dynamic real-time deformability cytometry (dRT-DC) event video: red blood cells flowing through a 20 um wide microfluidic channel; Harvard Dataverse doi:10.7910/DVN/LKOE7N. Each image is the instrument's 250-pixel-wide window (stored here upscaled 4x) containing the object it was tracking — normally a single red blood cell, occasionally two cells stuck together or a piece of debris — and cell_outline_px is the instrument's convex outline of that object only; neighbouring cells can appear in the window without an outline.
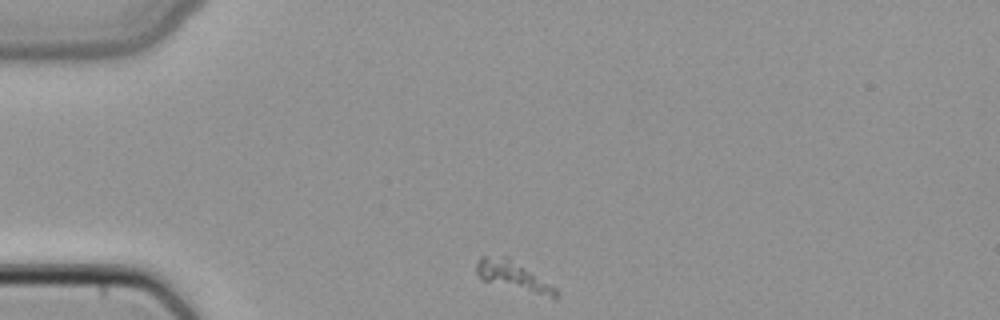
{"species": "common noctule bat (a hibernating species)", "species_latin": "Nyctalus noctula", "temperature_condition": "cold", "stored_images_in_passage": 34, "camera_frame_rate_fps": 3000, "um_per_image_px": 0.085, "animal": {"sex": "female", "body_mass_g": 22.7, "forearm_length_mm": 54.2}, "frame": {"image": 1, "passage_image": 1, "time_ms": 0.0, "image_size_px": [1000, 320], "cell_outline_px": [[560, 296], [556, 300], [484, 280], [476, 272], [476, 264], [480, 256], [508, 256], [556, 288]], "centroid_in_image_um": [43.67, 23.47], "position_along_channel_um": 41.3, "area_um2": 13.35}}
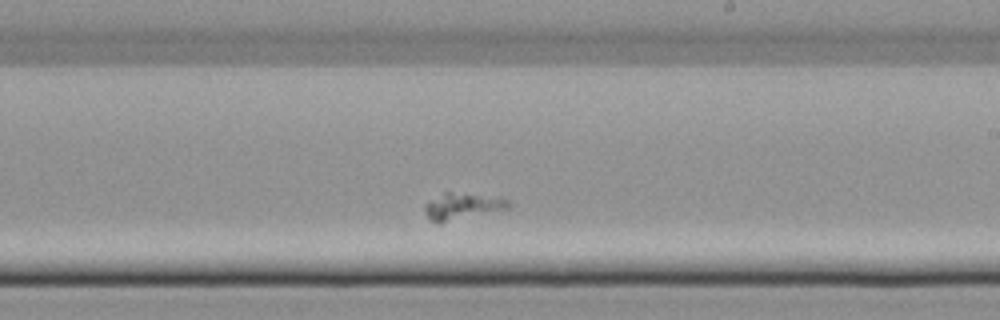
{"frame": {"image": 2, "passage_image": 19, "time_ms": 6.0, "image_size_px": [1000, 320], "cell_outline_px": [[508, 208], [440, 224], [428, 220], [424, 212], [424, 204], [428, 200], [444, 192], [448, 192], [500, 196], [508, 200]], "centroid_in_image_um": [39.23, 17.54], "position_along_channel_um": 249.8, "area_um2": 13.24}}
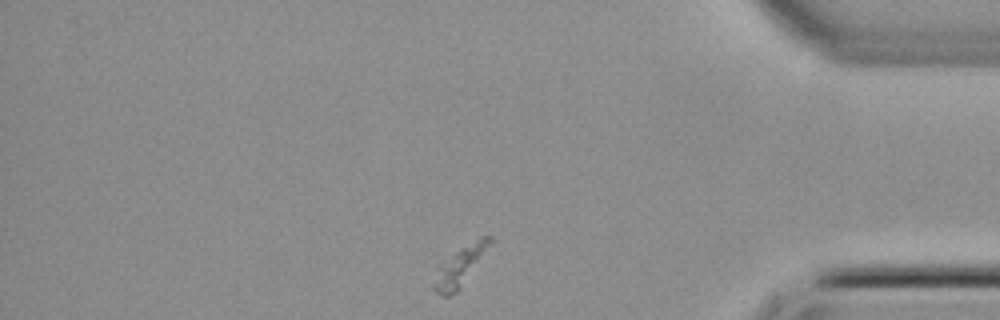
{"frame": {"image": 3, "passage_image": 32, "time_ms": 10.333, "image_size_px": [1000, 320], "cell_outline_px": [[496, 240], [460, 288], [456, 292], [448, 296], [444, 296], [436, 292], [432, 288], [432, 284], [452, 256], [456, 252], [480, 236], [492, 236]], "centroid_in_image_um": [39.26, 22.6], "position_along_channel_um": 395.9, "area_um2": 11.96}}